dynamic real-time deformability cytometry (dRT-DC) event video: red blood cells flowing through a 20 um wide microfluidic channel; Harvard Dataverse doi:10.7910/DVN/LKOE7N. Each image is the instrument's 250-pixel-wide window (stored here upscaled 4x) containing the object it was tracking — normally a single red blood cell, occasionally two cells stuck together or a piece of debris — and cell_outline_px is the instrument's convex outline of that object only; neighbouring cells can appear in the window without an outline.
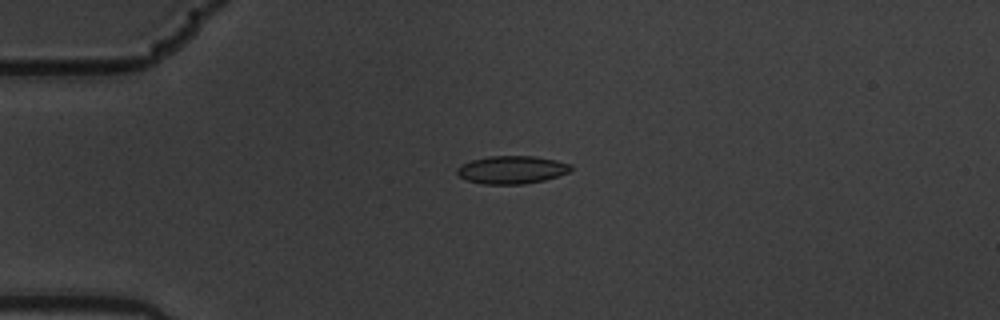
{"species": "common noctule bat (a hibernating species)", "species_latin": "Nyctalus noctula", "temperature_condition": "warm", "stored_images_in_passage": 5, "camera_frame_rate_fps": 3000, "um_per_image_px": 0.085, "animal": {"sex": "male", "body_mass_g": 19.5, "forearm_length_mm": 54.6}, "frame": {"image": 1, "passage_image": 4, "time_ms": 1.0, "image_size_px": [1000, 320], "cell_outline_px": [[572, 168], [568, 172], [544, 180], [524, 184], [484, 184], [468, 180], [460, 176], [456, 172], [456, 168], [472, 160], [488, 156], [536, 156], [556, 160], [572, 164]], "centroid_in_image_um": [43.52, 14.42], "position_along_channel_um": 41.5, "area_um2": 18.38}}